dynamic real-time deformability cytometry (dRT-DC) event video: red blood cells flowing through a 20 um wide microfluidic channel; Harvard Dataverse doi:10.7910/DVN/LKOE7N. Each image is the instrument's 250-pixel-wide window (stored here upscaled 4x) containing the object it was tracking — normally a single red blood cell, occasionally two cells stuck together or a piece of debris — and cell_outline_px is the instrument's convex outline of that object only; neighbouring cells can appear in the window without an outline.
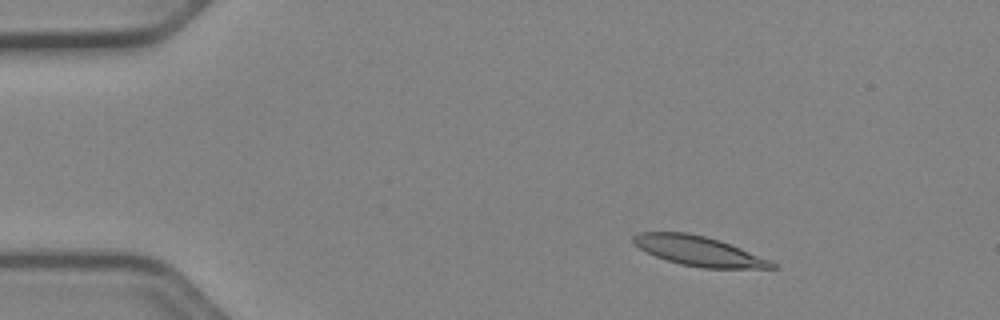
{"species": "Egyptian fruit bat (a non-hibernating species)", "species_latin": "Rousettus aegyptiacus", "temperature_condition": "cold", "stored_images_in_passage": 52, "camera_frame_rate_fps": 3000, "um_per_image_px": 0.085, "animal": {"sex": "female"}, "frame": {"image": 1, "passage_image": 8, "time_ms": 2.333, "image_size_px": [1000, 320], "cell_outline_px": [[780, 268], [704, 268], [680, 264], [656, 256], [640, 248], [632, 240], [632, 236], [640, 232], [688, 232], [720, 240], [740, 248], [768, 260], [776, 264]], "centroid_in_image_um": [59.38, 21.33], "position_along_channel_um": 25.6, "area_um2": 23.58}}
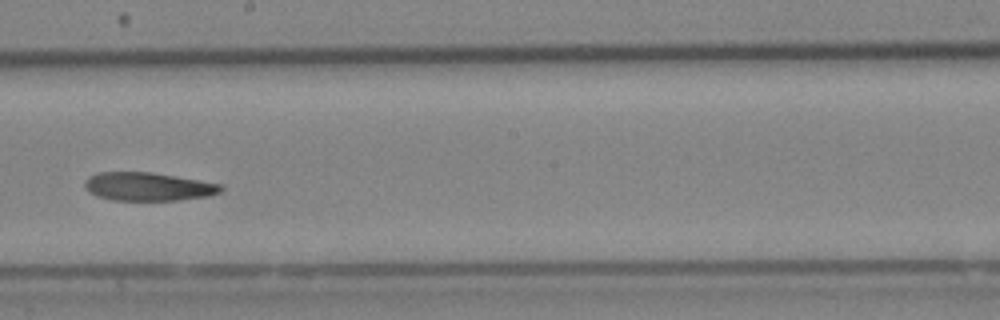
{"frame": {"image": 2, "passage_image": 30, "time_ms": 9.667, "image_size_px": [1000, 320], "cell_outline_px": [[224, 188], [220, 192], [208, 196], [180, 200], [112, 200], [96, 196], [88, 192], [84, 188], [84, 180], [88, 176], [96, 172], [152, 172], [220, 184]], "centroid_in_image_um": [12.52, 15.86], "position_along_channel_um": 235.7, "area_um2": 22.6}}
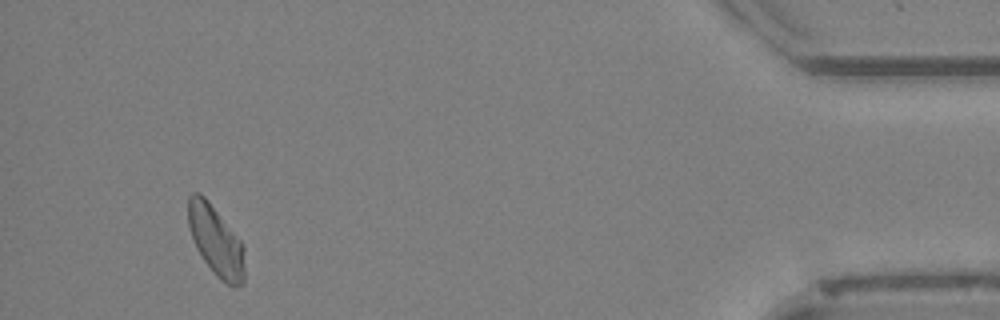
{"frame": {"image": 3, "passage_image": 49, "time_ms": 16.0, "image_size_px": [1000, 320], "cell_outline_px": [[244, 284], [228, 284], [220, 280], [216, 276], [204, 260], [196, 248], [192, 240], [188, 224], [188, 196], [192, 192], [200, 192], [208, 200], [244, 244]], "centroid_in_image_um": [18.34, 20.44], "position_along_channel_um": 416.9, "area_um2": 23.06}, "authors_computed_cell_mechanics": {"area_um2": 23.4957, "velocity_mm_per_s": 3.9018, "shape_relaxation_time_tau1_ms": null, "shape_relaxation_time_tau2_ms": 7.5054, "deformation_change_tau1": null, "deformation_change_tau2": 0.1287}}